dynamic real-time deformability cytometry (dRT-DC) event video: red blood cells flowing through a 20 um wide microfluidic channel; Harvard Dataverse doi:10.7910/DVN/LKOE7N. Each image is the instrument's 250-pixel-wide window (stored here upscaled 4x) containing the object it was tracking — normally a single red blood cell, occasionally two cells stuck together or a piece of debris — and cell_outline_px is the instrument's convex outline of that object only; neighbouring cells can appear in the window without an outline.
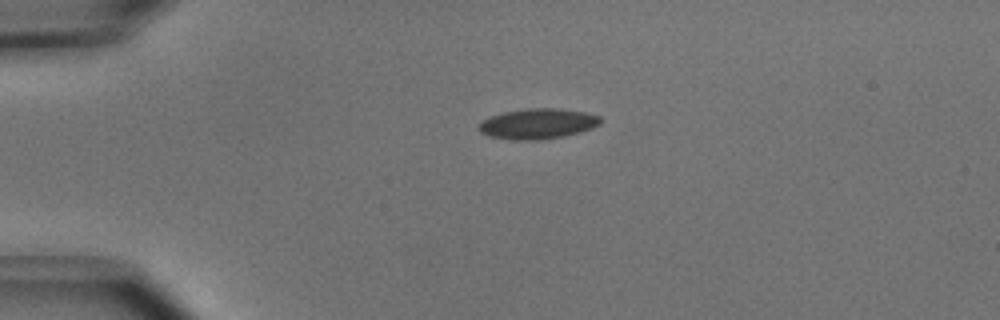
{"species": "common noctule bat (a hibernating species)", "species_latin": "Nyctalus noctula", "temperature_condition": "cold", "stored_images_in_passage": 40, "camera_frame_rate_fps": 3000, "um_per_image_px": 0.085, "animal": {"sex": "male", "body_mass_g": 15.6}, "frame": {"image": 1, "passage_image": 1, "time_ms": 0.0, "image_size_px": [1000, 320], "cell_outline_px": [[600, 124], [592, 128], [580, 132], [564, 136], [536, 140], [512, 140], [488, 136], [480, 132], [480, 124], [484, 120], [492, 116], [504, 112], [528, 108], [552, 108], [584, 112], [600, 116]], "centroid_in_image_um": [45.72, 10.53], "position_along_channel_um": 39.3, "area_um2": 21.27}}
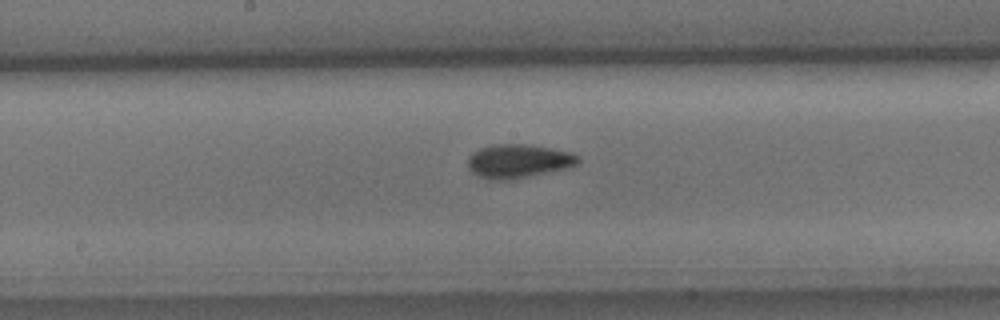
{"frame": {"image": 2, "passage_image": 16, "time_ms": 5.0, "image_size_px": [1000, 320], "cell_outline_px": [[580, 160], [576, 164], [568, 168], [512, 180], [488, 180], [472, 172], [468, 168], [468, 156], [472, 152], [480, 148], [492, 144], [528, 144], [552, 148], [572, 152], [580, 156]], "centroid_in_image_um": [44.06, 13.69], "position_along_channel_um": 204.1, "area_um2": 22.02}}
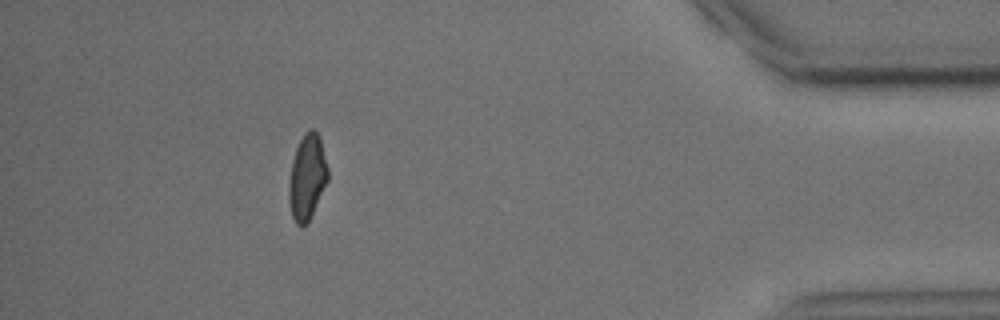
{"frame": {"image": 3, "passage_image": 35, "time_ms": 11.333, "image_size_px": [1000, 320], "cell_outline_px": [[328, 180], [308, 220], [300, 228], [296, 224], [292, 216], [288, 200], [288, 184], [292, 160], [296, 148], [304, 132], [308, 128], [312, 128], [320, 136], [328, 168]], "centroid_in_image_um": [26.09, 15.01], "position_along_channel_um": 409.1, "area_um2": 19.36}, "authors_computed_cell_mechanics": {"area_um2": 20.6635, "velocity_mm_per_s": 3.9766, "shape_relaxation_time_tau1_ms": 3.0494, "shape_relaxation_time_tau2_ms": 10.7184, "deformation_change_tau1": 0.0992, "deformation_change_tau2": 0.1524}}